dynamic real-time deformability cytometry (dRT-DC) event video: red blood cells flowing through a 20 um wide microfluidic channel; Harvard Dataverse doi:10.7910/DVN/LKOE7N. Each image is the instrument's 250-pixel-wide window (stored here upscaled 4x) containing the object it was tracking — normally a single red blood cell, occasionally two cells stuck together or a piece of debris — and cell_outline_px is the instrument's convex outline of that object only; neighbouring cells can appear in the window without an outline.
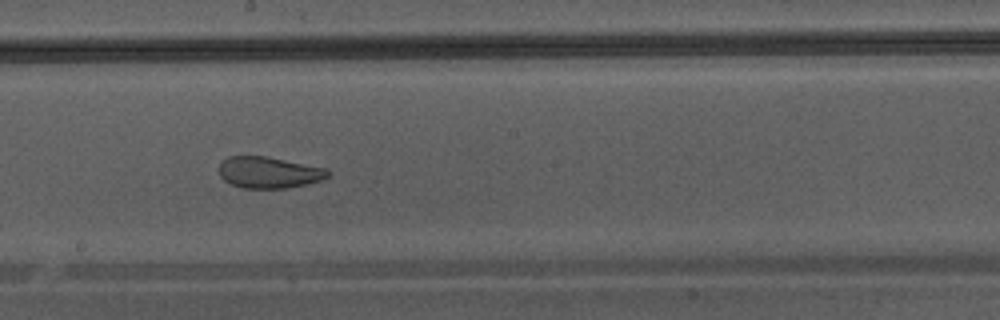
{"species": "Egyptian fruit bat (a non-hibernating species)", "species_latin": "Rousettus aegyptiacus", "temperature_condition": "warm", "stored_images_in_passage": 47, "camera_frame_rate_fps": 3000, "um_per_image_px": 0.085, "animal": {"sex": "male"}, "frame": {"image": 1, "passage_image": 27, "time_ms": 8.667, "image_size_px": [1000, 320], "cell_outline_px": [[332, 176], [324, 180], [308, 184], [288, 188], [240, 188], [224, 180], [220, 176], [220, 164], [228, 156], [264, 156], [328, 168], [332, 172]], "centroid_in_image_um": [22.94, 14.67], "position_along_channel_um": 225.3, "area_um2": 20.17}}